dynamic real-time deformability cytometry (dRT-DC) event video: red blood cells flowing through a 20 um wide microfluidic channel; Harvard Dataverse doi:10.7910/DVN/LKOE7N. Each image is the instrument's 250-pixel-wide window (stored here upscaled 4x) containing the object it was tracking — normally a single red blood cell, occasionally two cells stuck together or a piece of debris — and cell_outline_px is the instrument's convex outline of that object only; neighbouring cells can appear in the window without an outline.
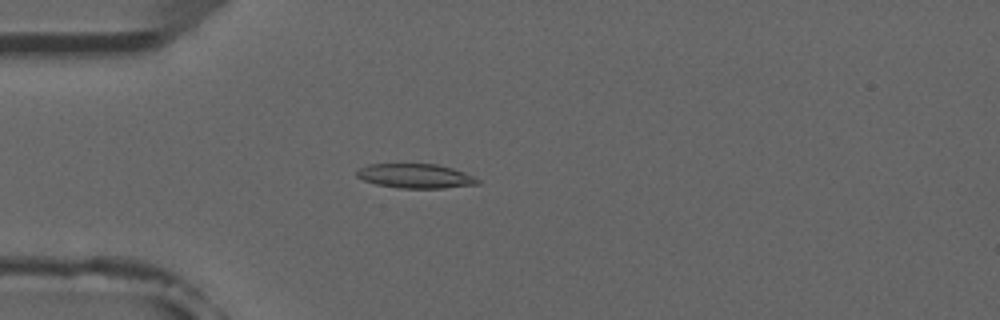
{"species": "common noctule bat (a hibernating species)", "species_latin": "Nyctalus noctula", "temperature_condition": "room temperature", "stored_images_in_passage": 3, "camera_frame_rate_fps": 3000, "um_per_image_px": 0.085, "animal": {"sex": "male", "forearm_length_mm": 52.5}, "frame": {"image": 1, "passage_image": 2, "time_ms": 2.0, "image_size_px": [1000, 320], "cell_outline_px": [[480, 184], [444, 188], [400, 188], [376, 184], [364, 180], [356, 176], [356, 168], [368, 164], [436, 164], [452, 168], [464, 172], [480, 180]], "centroid_in_image_um": [35.29, 14.96], "position_along_channel_um": 49.7, "area_um2": 17.22}}